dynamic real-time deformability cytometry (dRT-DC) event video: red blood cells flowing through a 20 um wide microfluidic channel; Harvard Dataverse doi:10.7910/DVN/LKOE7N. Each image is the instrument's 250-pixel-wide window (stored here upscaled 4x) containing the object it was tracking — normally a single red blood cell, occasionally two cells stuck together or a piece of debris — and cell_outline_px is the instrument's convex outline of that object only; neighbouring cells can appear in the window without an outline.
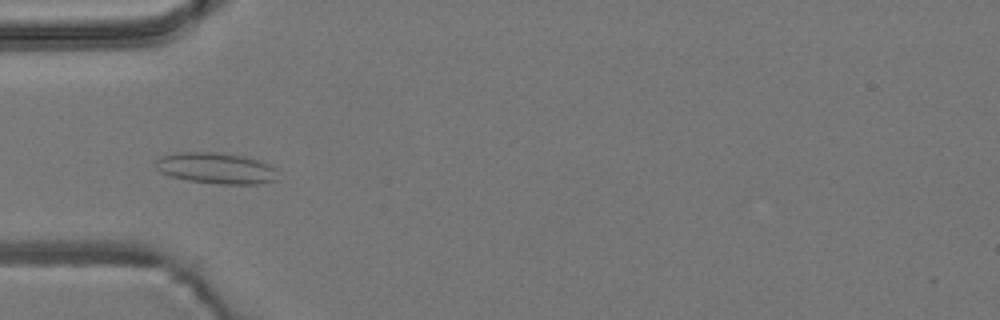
{"species": "common noctule bat (a hibernating species)", "species_latin": "Nyctalus noctula", "temperature_condition": "room temperature", "stored_images_in_passage": 55, "camera_frame_rate_fps": 3000, "um_per_image_px": 0.085, "animal": {"sex": "male", "body_mass_g": 19.2, "forearm_length_mm": 51.8}, "frame": {"image": 1, "passage_image": 18, "time_ms": 5.667, "image_size_px": [1000, 320], "cell_outline_px": [[280, 180], [260, 184], [216, 184], [188, 180], [168, 176], [160, 172], [156, 168], [156, 160], [160, 156], [176, 152], [216, 152], [240, 156], [256, 160], [268, 164], [276, 168]], "centroid_in_image_um": [18.38, 14.31], "position_along_channel_um": 66.6, "area_um2": 22.37}}
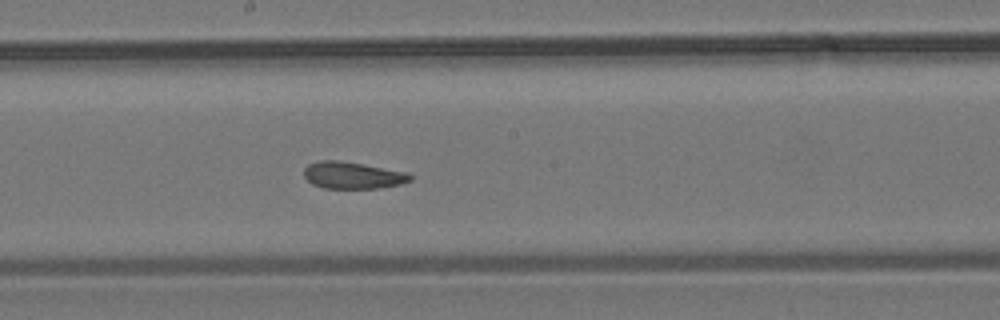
{"frame": {"image": 2, "passage_image": 30, "time_ms": 9.667, "image_size_px": [1000, 320], "cell_outline_px": [[412, 180], [400, 184], [376, 188], [324, 188], [312, 184], [304, 176], [304, 168], [308, 164], [320, 160], [340, 160], [364, 164], [404, 172], [412, 176]], "centroid_in_image_um": [29.93, 14.89], "position_along_channel_um": 218.3, "area_um2": 16.53}}
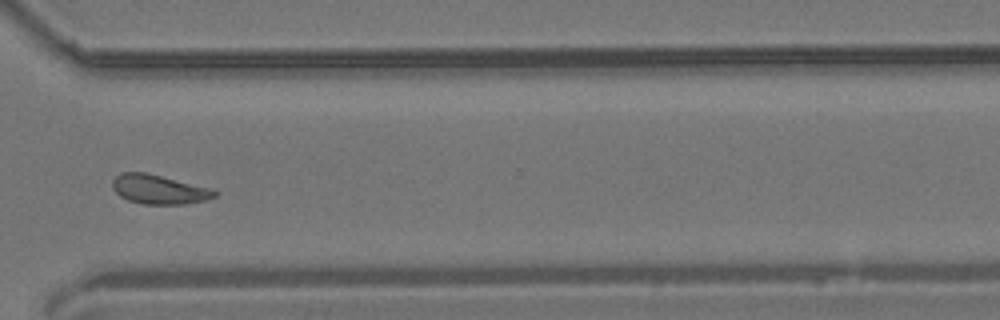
{"frame": {"image": 3, "passage_image": 41, "time_ms": 13.333, "image_size_px": [1000, 320], "cell_outline_px": [[220, 192], [216, 196], [208, 200], [184, 204], [144, 204], [128, 200], [120, 196], [112, 188], [112, 180], [120, 172], [144, 172], [208, 188]], "centroid_in_image_um": [13.49, 16.11], "position_along_channel_um": 357.1, "area_um2": 17.22}, "authors_computed_cell_mechanics": {"area_um2": 17.6868, "velocity_mm_per_s": 3.7951, "shape_relaxation_time_tau1_ms": null, "shape_relaxation_time_tau2_ms": 1.8415, "deformation_change_tau1": null, "deformation_change_tau2": 0.072}}